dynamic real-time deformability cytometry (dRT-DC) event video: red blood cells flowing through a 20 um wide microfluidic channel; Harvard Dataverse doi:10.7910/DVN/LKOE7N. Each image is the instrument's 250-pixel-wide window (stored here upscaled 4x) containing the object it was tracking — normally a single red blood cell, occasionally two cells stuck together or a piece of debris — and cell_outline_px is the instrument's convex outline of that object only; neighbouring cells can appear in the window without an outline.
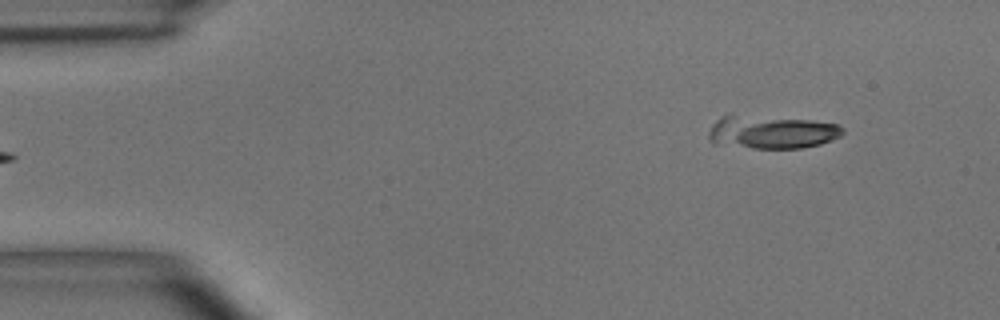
{"species": "common noctule bat (a hibernating species)", "species_latin": "Nyctalus noctula", "temperature_condition": "room temperature", "stored_images_in_passage": 4, "segment_of_instrument_passage": [2, 2], "camera_frame_rate_fps": 3000, "um_per_image_px": 0.085, "animal": {"sex": "male", "body_mass_g": 15.6}, "frame": {"image": 1, "passage_image": 4, "time_ms": 4.667, "image_size_px": [1000, 320], "cell_outline_px": [[844, 132], [840, 136], [820, 144], [800, 148], [752, 148], [712, 144], [708, 140], [708, 132], [712, 124], [716, 120], [724, 116], [732, 116], [812, 120], [840, 124], [844, 128]], "centroid_in_image_um": [65.58, 11.26], "position_along_channel_um": 19.4, "area_um2": 25.55}}